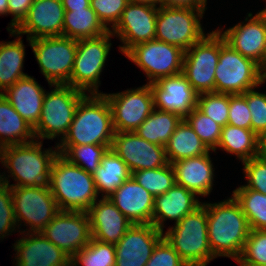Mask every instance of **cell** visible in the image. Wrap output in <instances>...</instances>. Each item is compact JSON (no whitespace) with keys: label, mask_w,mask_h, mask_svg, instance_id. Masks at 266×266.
<instances>
[{"label":"cell","mask_w":266,"mask_h":266,"mask_svg":"<svg viewBox=\"0 0 266 266\" xmlns=\"http://www.w3.org/2000/svg\"><path fill=\"white\" fill-rule=\"evenodd\" d=\"M131 175L125 162L111 148L108 149L100 166L93 173L98 194L109 197Z\"/></svg>","instance_id":"31"},{"label":"cell","mask_w":266,"mask_h":266,"mask_svg":"<svg viewBox=\"0 0 266 266\" xmlns=\"http://www.w3.org/2000/svg\"><path fill=\"white\" fill-rule=\"evenodd\" d=\"M34 0H8V15L13 19L7 27V31H14L21 22L26 18Z\"/></svg>","instance_id":"48"},{"label":"cell","mask_w":266,"mask_h":266,"mask_svg":"<svg viewBox=\"0 0 266 266\" xmlns=\"http://www.w3.org/2000/svg\"><path fill=\"white\" fill-rule=\"evenodd\" d=\"M229 125L251 129V113L244 94H229Z\"/></svg>","instance_id":"46"},{"label":"cell","mask_w":266,"mask_h":266,"mask_svg":"<svg viewBox=\"0 0 266 266\" xmlns=\"http://www.w3.org/2000/svg\"><path fill=\"white\" fill-rule=\"evenodd\" d=\"M102 94L109 102L115 132L135 131L155 109L148 83L136 89Z\"/></svg>","instance_id":"14"},{"label":"cell","mask_w":266,"mask_h":266,"mask_svg":"<svg viewBox=\"0 0 266 266\" xmlns=\"http://www.w3.org/2000/svg\"><path fill=\"white\" fill-rule=\"evenodd\" d=\"M163 238L187 266H207L216 258L208 243L207 209L203 204L163 232Z\"/></svg>","instance_id":"5"},{"label":"cell","mask_w":266,"mask_h":266,"mask_svg":"<svg viewBox=\"0 0 266 266\" xmlns=\"http://www.w3.org/2000/svg\"><path fill=\"white\" fill-rule=\"evenodd\" d=\"M13 248L15 266H70L71 258L41 233H25Z\"/></svg>","instance_id":"22"},{"label":"cell","mask_w":266,"mask_h":266,"mask_svg":"<svg viewBox=\"0 0 266 266\" xmlns=\"http://www.w3.org/2000/svg\"><path fill=\"white\" fill-rule=\"evenodd\" d=\"M247 15L244 22H239L225 31L222 28L221 31L219 27L217 30L233 49L265 68L266 15L261 10L254 16L252 13Z\"/></svg>","instance_id":"17"},{"label":"cell","mask_w":266,"mask_h":266,"mask_svg":"<svg viewBox=\"0 0 266 266\" xmlns=\"http://www.w3.org/2000/svg\"><path fill=\"white\" fill-rule=\"evenodd\" d=\"M261 11L266 15V7L265 9H262Z\"/></svg>","instance_id":"55"},{"label":"cell","mask_w":266,"mask_h":266,"mask_svg":"<svg viewBox=\"0 0 266 266\" xmlns=\"http://www.w3.org/2000/svg\"><path fill=\"white\" fill-rule=\"evenodd\" d=\"M197 108L224 127L229 117V94L215 92L198 94Z\"/></svg>","instance_id":"40"},{"label":"cell","mask_w":266,"mask_h":266,"mask_svg":"<svg viewBox=\"0 0 266 266\" xmlns=\"http://www.w3.org/2000/svg\"><path fill=\"white\" fill-rule=\"evenodd\" d=\"M115 245L91 239L71 258L70 266H115Z\"/></svg>","instance_id":"37"},{"label":"cell","mask_w":266,"mask_h":266,"mask_svg":"<svg viewBox=\"0 0 266 266\" xmlns=\"http://www.w3.org/2000/svg\"><path fill=\"white\" fill-rule=\"evenodd\" d=\"M8 32L17 37L13 41L0 42V94L19 79L28 76L23 72L25 45L22 37L14 31Z\"/></svg>","instance_id":"28"},{"label":"cell","mask_w":266,"mask_h":266,"mask_svg":"<svg viewBox=\"0 0 266 266\" xmlns=\"http://www.w3.org/2000/svg\"><path fill=\"white\" fill-rule=\"evenodd\" d=\"M206 9V6L158 5L155 40L187 51L205 35L200 20Z\"/></svg>","instance_id":"7"},{"label":"cell","mask_w":266,"mask_h":266,"mask_svg":"<svg viewBox=\"0 0 266 266\" xmlns=\"http://www.w3.org/2000/svg\"><path fill=\"white\" fill-rule=\"evenodd\" d=\"M202 204L207 209L208 243L213 255L237 261L251 230L239 202L232 195L218 203Z\"/></svg>","instance_id":"1"},{"label":"cell","mask_w":266,"mask_h":266,"mask_svg":"<svg viewBox=\"0 0 266 266\" xmlns=\"http://www.w3.org/2000/svg\"><path fill=\"white\" fill-rule=\"evenodd\" d=\"M111 149L125 162L131 174L169 164L164 146L150 143L135 131L115 132Z\"/></svg>","instance_id":"18"},{"label":"cell","mask_w":266,"mask_h":266,"mask_svg":"<svg viewBox=\"0 0 266 266\" xmlns=\"http://www.w3.org/2000/svg\"><path fill=\"white\" fill-rule=\"evenodd\" d=\"M145 266H187L173 247L162 238Z\"/></svg>","instance_id":"47"},{"label":"cell","mask_w":266,"mask_h":266,"mask_svg":"<svg viewBox=\"0 0 266 266\" xmlns=\"http://www.w3.org/2000/svg\"><path fill=\"white\" fill-rule=\"evenodd\" d=\"M257 156L266 160V131L258 136V153Z\"/></svg>","instance_id":"51"},{"label":"cell","mask_w":266,"mask_h":266,"mask_svg":"<svg viewBox=\"0 0 266 266\" xmlns=\"http://www.w3.org/2000/svg\"><path fill=\"white\" fill-rule=\"evenodd\" d=\"M217 148L236 155L243 162L257 156L258 135L251 129L226 124L222 127L219 144L212 152L216 153Z\"/></svg>","instance_id":"33"},{"label":"cell","mask_w":266,"mask_h":266,"mask_svg":"<svg viewBox=\"0 0 266 266\" xmlns=\"http://www.w3.org/2000/svg\"><path fill=\"white\" fill-rule=\"evenodd\" d=\"M242 164L247 180V184L243 186L266 195V160L256 156Z\"/></svg>","instance_id":"45"},{"label":"cell","mask_w":266,"mask_h":266,"mask_svg":"<svg viewBox=\"0 0 266 266\" xmlns=\"http://www.w3.org/2000/svg\"><path fill=\"white\" fill-rule=\"evenodd\" d=\"M11 191L18 229L21 223L29 226V229L20 232L21 235L26 231L40 233L60 211L48 185L11 187Z\"/></svg>","instance_id":"11"},{"label":"cell","mask_w":266,"mask_h":266,"mask_svg":"<svg viewBox=\"0 0 266 266\" xmlns=\"http://www.w3.org/2000/svg\"><path fill=\"white\" fill-rule=\"evenodd\" d=\"M232 195L239 202L251 230H266V195L241 185Z\"/></svg>","instance_id":"35"},{"label":"cell","mask_w":266,"mask_h":266,"mask_svg":"<svg viewBox=\"0 0 266 266\" xmlns=\"http://www.w3.org/2000/svg\"><path fill=\"white\" fill-rule=\"evenodd\" d=\"M246 101L251 113V130L259 136L266 131V93L250 89L246 91Z\"/></svg>","instance_id":"43"},{"label":"cell","mask_w":266,"mask_h":266,"mask_svg":"<svg viewBox=\"0 0 266 266\" xmlns=\"http://www.w3.org/2000/svg\"><path fill=\"white\" fill-rule=\"evenodd\" d=\"M201 204L193 192L174 184L164 194L154 197L152 224L164 232V223L167 219L177 223Z\"/></svg>","instance_id":"26"},{"label":"cell","mask_w":266,"mask_h":266,"mask_svg":"<svg viewBox=\"0 0 266 266\" xmlns=\"http://www.w3.org/2000/svg\"><path fill=\"white\" fill-rule=\"evenodd\" d=\"M162 238L153 224H132L115 245V266H145Z\"/></svg>","instance_id":"19"},{"label":"cell","mask_w":266,"mask_h":266,"mask_svg":"<svg viewBox=\"0 0 266 266\" xmlns=\"http://www.w3.org/2000/svg\"><path fill=\"white\" fill-rule=\"evenodd\" d=\"M158 7L154 4L129 2L116 26L111 29L113 36L120 39V51L125 54L131 47L155 40Z\"/></svg>","instance_id":"16"},{"label":"cell","mask_w":266,"mask_h":266,"mask_svg":"<svg viewBox=\"0 0 266 266\" xmlns=\"http://www.w3.org/2000/svg\"><path fill=\"white\" fill-rule=\"evenodd\" d=\"M262 85V67L227 44L220 34V55L215 69V93L244 94Z\"/></svg>","instance_id":"8"},{"label":"cell","mask_w":266,"mask_h":266,"mask_svg":"<svg viewBox=\"0 0 266 266\" xmlns=\"http://www.w3.org/2000/svg\"><path fill=\"white\" fill-rule=\"evenodd\" d=\"M111 31L96 38L77 40V52L70 77V86L86 94H102L98 90L100 75L111 48ZM88 91V92H87Z\"/></svg>","instance_id":"10"},{"label":"cell","mask_w":266,"mask_h":266,"mask_svg":"<svg viewBox=\"0 0 266 266\" xmlns=\"http://www.w3.org/2000/svg\"><path fill=\"white\" fill-rule=\"evenodd\" d=\"M40 233L70 258L92 239L87 212L60 210Z\"/></svg>","instance_id":"15"},{"label":"cell","mask_w":266,"mask_h":266,"mask_svg":"<svg viewBox=\"0 0 266 266\" xmlns=\"http://www.w3.org/2000/svg\"><path fill=\"white\" fill-rule=\"evenodd\" d=\"M109 198L133 224H152L154 196L132 176Z\"/></svg>","instance_id":"24"},{"label":"cell","mask_w":266,"mask_h":266,"mask_svg":"<svg viewBox=\"0 0 266 266\" xmlns=\"http://www.w3.org/2000/svg\"><path fill=\"white\" fill-rule=\"evenodd\" d=\"M8 16V0H0V16Z\"/></svg>","instance_id":"52"},{"label":"cell","mask_w":266,"mask_h":266,"mask_svg":"<svg viewBox=\"0 0 266 266\" xmlns=\"http://www.w3.org/2000/svg\"><path fill=\"white\" fill-rule=\"evenodd\" d=\"M184 52L178 46L151 40L136 44L124 55L143 70L149 84L182 73Z\"/></svg>","instance_id":"13"},{"label":"cell","mask_w":266,"mask_h":266,"mask_svg":"<svg viewBox=\"0 0 266 266\" xmlns=\"http://www.w3.org/2000/svg\"><path fill=\"white\" fill-rule=\"evenodd\" d=\"M109 32L91 8L65 11L62 36L71 39L96 38Z\"/></svg>","instance_id":"32"},{"label":"cell","mask_w":266,"mask_h":266,"mask_svg":"<svg viewBox=\"0 0 266 266\" xmlns=\"http://www.w3.org/2000/svg\"><path fill=\"white\" fill-rule=\"evenodd\" d=\"M65 10L62 0H34L26 18L14 30L27 39L62 36Z\"/></svg>","instance_id":"21"},{"label":"cell","mask_w":266,"mask_h":266,"mask_svg":"<svg viewBox=\"0 0 266 266\" xmlns=\"http://www.w3.org/2000/svg\"><path fill=\"white\" fill-rule=\"evenodd\" d=\"M36 140L33 127L0 94V148Z\"/></svg>","instance_id":"29"},{"label":"cell","mask_w":266,"mask_h":266,"mask_svg":"<svg viewBox=\"0 0 266 266\" xmlns=\"http://www.w3.org/2000/svg\"><path fill=\"white\" fill-rule=\"evenodd\" d=\"M129 2L148 3L154 5H160L162 0H128Z\"/></svg>","instance_id":"53"},{"label":"cell","mask_w":266,"mask_h":266,"mask_svg":"<svg viewBox=\"0 0 266 266\" xmlns=\"http://www.w3.org/2000/svg\"><path fill=\"white\" fill-rule=\"evenodd\" d=\"M182 119L178 114L154 109L135 132L150 143L165 147Z\"/></svg>","instance_id":"34"},{"label":"cell","mask_w":266,"mask_h":266,"mask_svg":"<svg viewBox=\"0 0 266 266\" xmlns=\"http://www.w3.org/2000/svg\"><path fill=\"white\" fill-rule=\"evenodd\" d=\"M176 184L183 186L195 195L206 197L213 190L214 165L207 154L182 159L171 163Z\"/></svg>","instance_id":"25"},{"label":"cell","mask_w":266,"mask_h":266,"mask_svg":"<svg viewBox=\"0 0 266 266\" xmlns=\"http://www.w3.org/2000/svg\"><path fill=\"white\" fill-rule=\"evenodd\" d=\"M41 74L46 78L49 86L63 84L70 85L77 52V40L64 36L41 37L27 39Z\"/></svg>","instance_id":"9"},{"label":"cell","mask_w":266,"mask_h":266,"mask_svg":"<svg viewBox=\"0 0 266 266\" xmlns=\"http://www.w3.org/2000/svg\"><path fill=\"white\" fill-rule=\"evenodd\" d=\"M65 11H72L73 9H86L90 7V0H62Z\"/></svg>","instance_id":"50"},{"label":"cell","mask_w":266,"mask_h":266,"mask_svg":"<svg viewBox=\"0 0 266 266\" xmlns=\"http://www.w3.org/2000/svg\"><path fill=\"white\" fill-rule=\"evenodd\" d=\"M169 163L207 154L210 150L185 119L177 125L165 145Z\"/></svg>","instance_id":"30"},{"label":"cell","mask_w":266,"mask_h":266,"mask_svg":"<svg viewBox=\"0 0 266 266\" xmlns=\"http://www.w3.org/2000/svg\"><path fill=\"white\" fill-rule=\"evenodd\" d=\"M43 141L8 145L0 148V162L9 175L0 174V182L10 187H30L48 185L50 169L58 155L57 145L42 150ZM6 176V177H5ZM16 184H9L8 178Z\"/></svg>","instance_id":"2"},{"label":"cell","mask_w":266,"mask_h":266,"mask_svg":"<svg viewBox=\"0 0 266 266\" xmlns=\"http://www.w3.org/2000/svg\"><path fill=\"white\" fill-rule=\"evenodd\" d=\"M46 90L32 76H25L1 93L33 128L37 125Z\"/></svg>","instance_id":"27"},{"label":"cell","mask_w":266,"mask_h":266,"mask_svg":"<svg viewBox=\"0 0 266 266\" xmlns=\"http://www.w3.org/2000/svg\"><path fill=\"white\" fill-rule=\"evenodd\" d=\"M149 85L157 110L172 112L184 119L197 107L198 93L182 73L160 78Z\"/></svg>","instance_id":"20"},{"label":"cell","mask_w":266,"mask_h":266,"mask_svg":"<svg viewBox=\"0 0 266 266\" xmlns=\"http://www.w3.org/2000/svg\"><path fill=\"white\" fill-rule=\"evenodd\" d=\"M92 238L116 245L133 224L109 197L97 199L87 210Z\"/></svg>","instance_id":"23"},{"label":"cell","mask_w":266,"mask_h":266,"mask_svg":"<svg viewBox=\"0 0 266 266\" xmlns=\"http://www.w3.org/2000/svg\"><path fill=\"white\" fill-rule=\"evenodd\" d=\"M220 55V33L205 34L184 52L182 74L198 93L215 92V69Z\"/></svg>","instance_id":"12"},{"label":"cell","mask_w":266,"mask_h":266,"mask_svg":"<svg viewBox=\"0 0 266 266\" xmlns=\"http://www.w3.org/2000/svg\"><path fill=\"white\" fill-rule=\"evenodd\" d=\"M48 186L59 210L63 211L87 212L99 196L93 174L59 153L51 165Z\"/></svg>","instance_id":"3"},{"label":"cell","mask_w":266,"mask_h":266,"mask_svg":"<svg viewBox=\"0 0 266 266\" xmlns=\"http://www.w3.org/2000/svg\"><path fill=\"white\" fill-rule=\"evenodd\" d=\"M199 138L210 150H214L220 141L222 126L195 107L185 118Z\"/></svg>","instance_id":"39"},{"label":"cell","mask_w":266,"mask_h":266,"mask_svg":"<svg viewBox=\"0 0 266 266\" xmlns=\"http://www.w3.org/2000/svg\"><path fill=\"white\" fill-rule=\"evenodd\" d=\"M131 176L154 197L164 194L176 184L171 163L160 168L135 171Z\"/></svg>","instance_id":"38"},{"label":"cell","mask_w":266,"mask_h":266,"mask_svg":"<svg viewBox=\"0 0 266 266\" xmlns=\"http://www.w3.org/2000/svg\"><path fill=\"white\" fill-rule=\"evenodd\" d=\"M166 6H206L207 0H162Z\"/></svg>","instance_id":"49"},{"label":"cell","mask_w":266,"mask_h":266,"mask_svg":"<svg viewBox=\"0 0 266 266\" xmlns=\"http://www.w3.org/2000/svg\"><path fill=\"white\" fill-rule=\"evenodd\" d=\"M16 227L11 187L0 182V238L16 232Z\"/></svg>","instance_id":"44"},{"label":"cell","mask_w":266,"mask_h":266,"mask_svg":"<svg viewBox=\"0 0 266 266\" xmlns=\"http://www.w3.org/2000/svg\"><path fill=\"white\" fill-rule=\"evenodd\" d=\"M128 3V0H90V7L96 12L102 24L110 31L119 22Z\"/></svg>","instance_id":"42"},{"label":"cell","mask_w":266,"mask_h":266,"mask_svg":"<svg viewBox=\"0 0 266 266\" xmlns=\"http://www.w3.org/2000/svg\"><path fill=\"white\" fill-rule=\"evenodd\" d=\"M46 91L40 119L33 128L36 140L59 139L66 136L79 102L87 95L70 85L55 84Z\"/></svg>","instance_id":"6"},{"label":"cell","mask_w":266,"mask_h":266,"mask_svg":"<svg viewBox=\"0 0 266 266\" xmlns=\"http://www.w3.org/2000/svg\"><path fill=\"white\" fill-rule=\"evenodd\" d=\"M115 135L112 112L103 94H87L78 104L66 136L56 145H106Z\"/></svg>","instance_id":"4"},{"label":"cell","mask_w":266,"mask_h":266,"mask_svg":"<svg viewBox=\"0 0 266 266\" xmlns=\"http://www.w3.org/2000/svg\"><path fill=\"white\" fill-rule=\"evenodd\" d=\"M266 82V67L262 68V85Z\"/></svg>","instance_id":"54"},{"label":"cell","mask_w":266,"mask_h":266,"mask_svg":"<svg viewBox=\"0 0 266 266\" xmlns=\"http://www.w3.org/2000/svg\"><path fill=\"white\" fill-rule=\"evenodd\" d=\"M240 266H266V230H250L240 258Z\"/></svg>","instance_id":"41"},{"label":"cell","mask_w":266,"mask_h":266,"mask_svg":"<svg viewBox=\"0 0 266 266\" xmlns=\"http://www.w3.org/2000/svg\"><path fill=\"white\" fill-rule=\"evenodd\" d=\"M58 153L70 163L93 174L100 166L102 157L108 151L106 145H57Z\"/></svg>","instance_id":"36"}]
</instances>
